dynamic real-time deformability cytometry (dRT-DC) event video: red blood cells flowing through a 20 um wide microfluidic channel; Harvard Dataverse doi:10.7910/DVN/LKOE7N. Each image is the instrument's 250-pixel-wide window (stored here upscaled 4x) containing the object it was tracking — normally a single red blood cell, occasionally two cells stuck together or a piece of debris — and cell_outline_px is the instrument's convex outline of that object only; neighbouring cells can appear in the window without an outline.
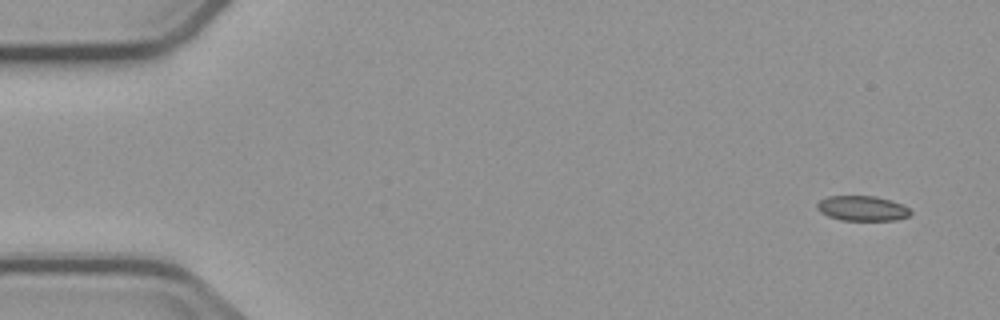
{"species": "common noctule bat (a hibernating species)", "species_latin": "Nyctalus noctula", "temperature_condition": "cold", "stored_images_in_passage": 8, "camera_frame_rate_fps": 3000, "um_per_image_px": 0.085, "animal": {"sex": "male", "body_mass_g": 23.1, "forearm_length_mm": 52.7}, "frame": {"image": 1, "passage_image": 1, "time_ms": 0.0, "image_size_px": [1000, 320], "cell_outline_px": [[912, 212], [908, 216], [896, 220], [840, 220], [828, 216], [820, 212], [816, 208], [816, 204], [820, 200], [828, 196], [876, 196], [892, 200], [908, 208]], "centroid_in_image_um": [73.27, 17.7], "position_along_channel_um": 11.7, "area_um2": 13.64}}
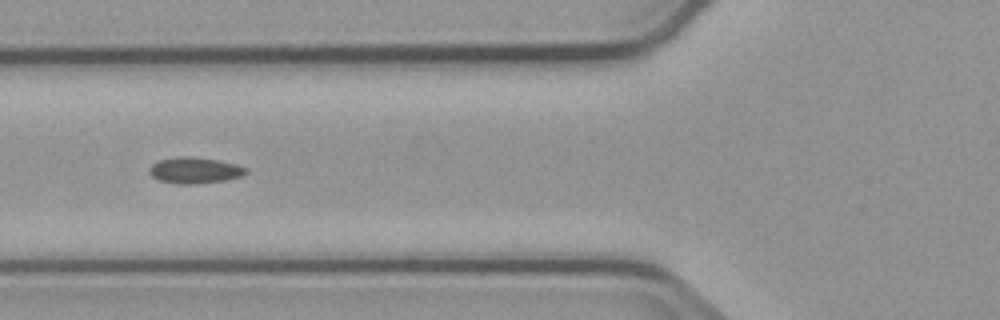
{"frame": {"image": 2, "passage_image": 6, "time_ms": 6.0, "image_size_px": [1000, 320], "cell_outline_px": [[248, 172], [240, 176], [224, 180], [192, 184], [180, 184], [160, 180], [152, 176], [148, 172], [148, 168], [156, 160], [180, 156], [192, 156], [216, 160], [236, 164], [248, 168]], "centroid_in_image_um": [16.52, 14.46], "position_along_channel_um": 109.3, "area_um2": 14.68}}
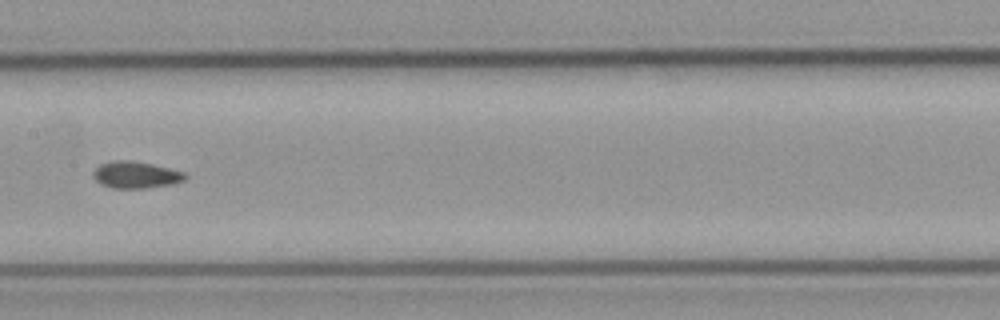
{"frame": {"image": 3, "passage_image": 8, "time_ms": 8.333, "image_size_px": [1000, 320], "cell_outline_px": [[188, 176], [184, 180], [172, 184], [144, 188], [112, 188], [100, 184], [92, 176], [92, 172], [100, 164], [116, 160], [128, 160], [152, 164], [184, 172]], "centroid_in_image_um": [11.52, 14.86], "position_along_channel_um": 195.9, "area_um2": 14.28}}